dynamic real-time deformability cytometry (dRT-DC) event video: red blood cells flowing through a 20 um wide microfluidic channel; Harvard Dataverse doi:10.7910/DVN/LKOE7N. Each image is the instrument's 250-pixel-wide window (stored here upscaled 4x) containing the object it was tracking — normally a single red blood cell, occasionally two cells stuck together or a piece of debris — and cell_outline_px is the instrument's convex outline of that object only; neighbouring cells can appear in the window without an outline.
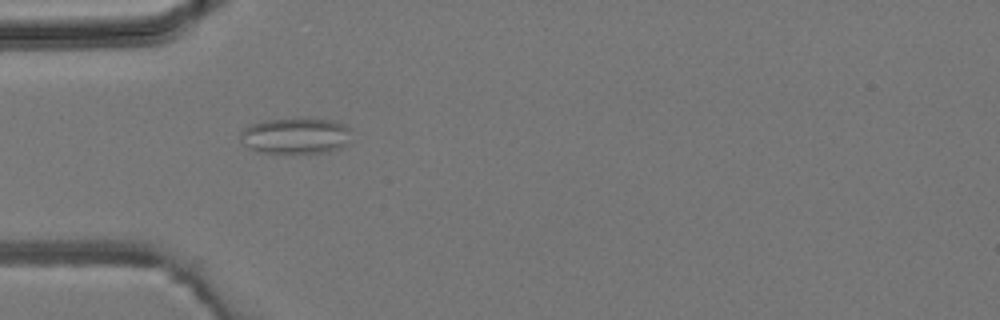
{"species": "common noctule bat (a hibernating species)", "species_latin": "Nyctalus noctula", "temperature_condition": "room temperature", "stored_images_in_passage": 4, "camera_frame_rate_fps": 3000, "um_per_image_px": 0.085, "animal": {"sex": "male", "body_mass_g": 19.2, "forearm_length_mm": 51.8}, "frame": {"image": 1, "passage_image": 1, "time_ms": 0.0, "image_size_px": [1000, 320], "cell_outline_px": [[352, 140], [348, 144], [340, 148], [328, 152], [256, 152], [248, 148], [244, 144], [240, 136], [240, 132], [244, 128], [252, 124], [264, 120], [332, 120], [344, 124], [348, 128]], "centroid_in_image_um": [25.14, 11.56], "position_along_channel_um": 59.9, "area_um2": 22.89}}
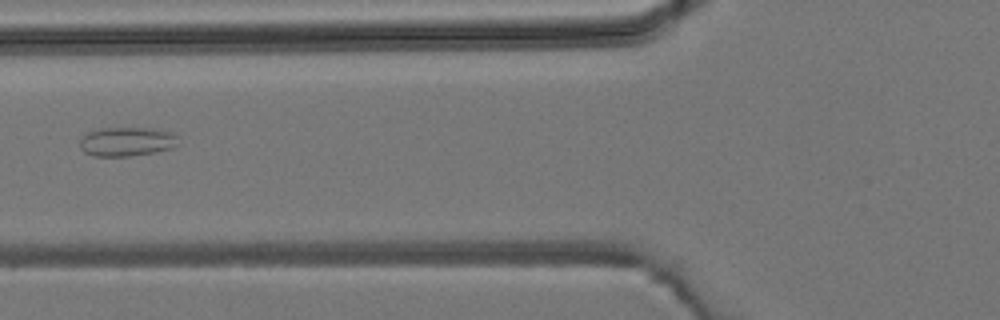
{"frame": {"image": 2, "passage_image": 2, "time_ms": 1.333, "image_size_px": [1000, 320], "cell_outline_px": [[176, 144], [172, 148], [156, 152], [128, 156], [96, 156], [84, 152], [80, 148], [80, 140], [88, 132], [100, 128], [148, 128], [172, 132], [176, 136]], "centroid_in_image_um": [10.75, 12.04], "position_along_channel_um": 115.0, "area_um2": 16.53}}
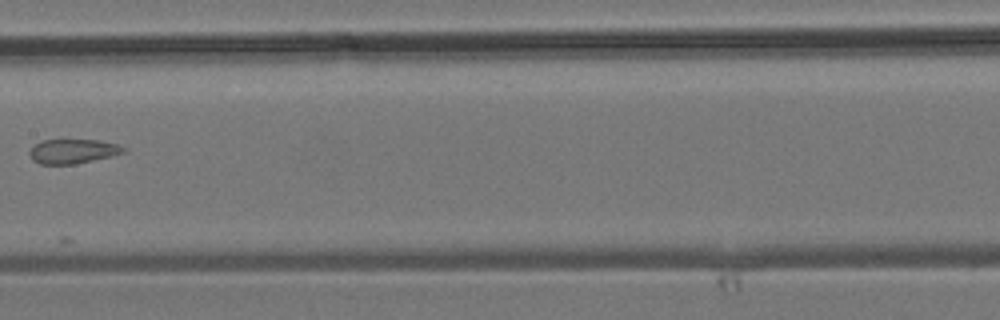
{"frame": {"image": 3, "passage_image": 4, "time_ms": 3.333, "image_size_px": [1000, 320], "cell_outline_px": [[128, 148], [124, 152], [76, 164], [40, 164], [32, 160], [28, 152], [40, 140], [96, 140], [116, 144]], "centroid_in_image_um": [6.15, 12.86], "position_along_channel_um": 201.2, "area_um2": 13.18}}